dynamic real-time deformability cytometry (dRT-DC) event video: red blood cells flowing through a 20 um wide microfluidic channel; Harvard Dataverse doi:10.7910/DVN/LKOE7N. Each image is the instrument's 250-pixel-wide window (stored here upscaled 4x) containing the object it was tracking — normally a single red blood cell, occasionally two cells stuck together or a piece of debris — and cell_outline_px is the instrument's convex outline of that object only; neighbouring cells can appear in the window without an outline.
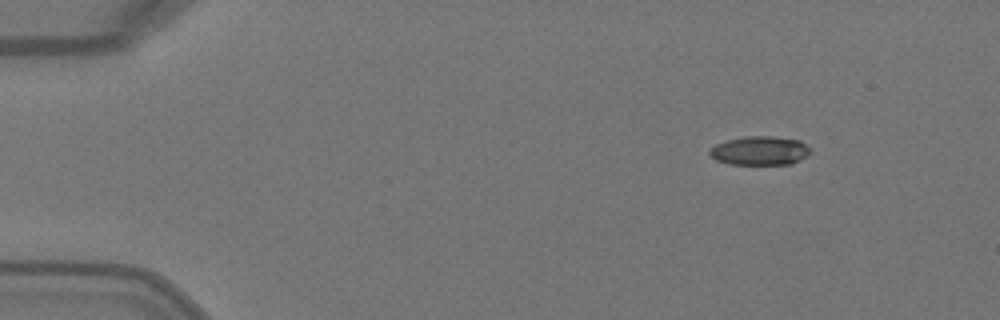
{"species": "Egyptian fruit bat (a non-hibernating species)", "species_latin": "Rousettus aegyptiacus", "temperature_condition": "warm", "stored_images_in_passage": 4, "camera_frame_rate_fps": 3000, "um_per_image_px": 0.085, "animal": {"sex": "female"}, "frame": {"image": 1, "passage_image": 1, "time_ms": 0.0, "image_size_px": [1000, 320], "cell_outline_px": [[812, 152], [808, 156], [792, 164], [728, 164], [716, 160], [708, 152], [708, 148], [724, 140], [744, 136], [772, 136], [800, 140]], "centroid_in_image_um": [64.56, 12.8], "position_along_channel_um": 20.4, "area_um2": 17.17}}
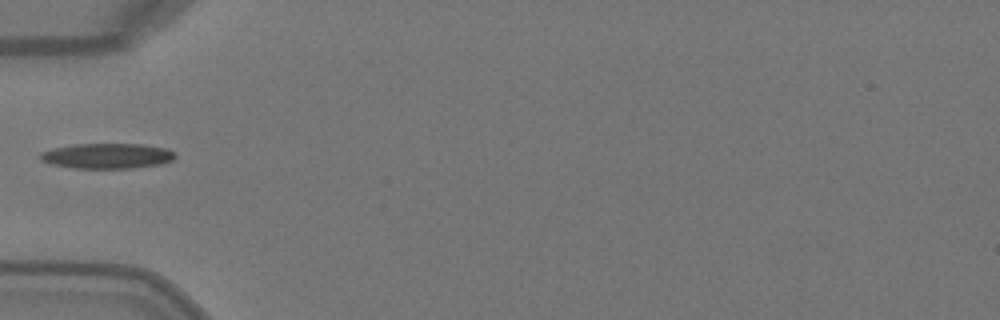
{"frame": {"image": 2, "passage_image": 4, "time_ms": 1.0, "image_size_px": [1000, 320], "cell_outline_px": [[176, 156], [172, 160], [160, 164], [132, 168], [76, 168], [52, 164], [40, 160], [40, 152], [52, 148], [72, 144], [144, 144], [168, 148]], "centroid_in_image_um": [9.1, 13.24], "position_along_channel_um": 75.9, "area_um2": 19.88}}